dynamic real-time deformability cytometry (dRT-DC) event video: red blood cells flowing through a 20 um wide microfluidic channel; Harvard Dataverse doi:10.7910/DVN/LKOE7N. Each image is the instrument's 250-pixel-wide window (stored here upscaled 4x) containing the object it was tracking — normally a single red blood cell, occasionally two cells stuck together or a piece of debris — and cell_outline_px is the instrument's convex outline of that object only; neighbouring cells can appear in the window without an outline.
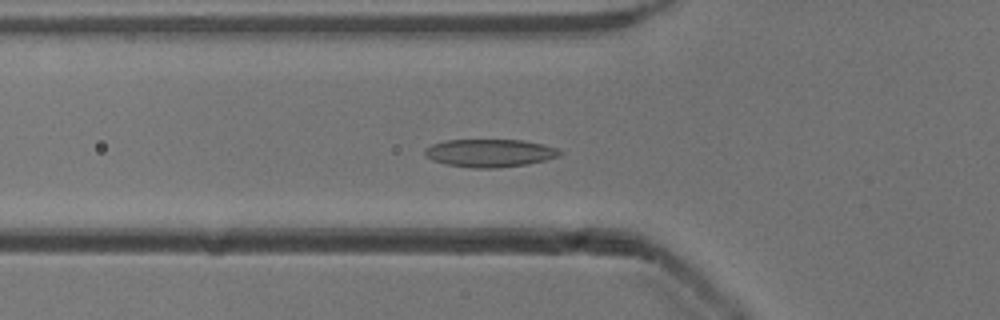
{"species": "common noctule bat (a hibernating species)", "species_latin": "Nyctalus noctula", "temperature_condition": "cold", "stored_images_in_passage": 53, "camera_frame_rate_fps": 3000, "um_per_image_px": 0.085, "animal": {"sex": "male", "body_mass_g": 13.3}, "frame": {"image": 1, "passage_image": 18, "time_ms": 5.667, "image_size_px": [1000, 320], "cell_outline_px": [[564, 152], [560, 156], [544, 160], [524, 164], [496, 168], [472, 168], [448, 164], [432, 160], [424, 156], [424, 148], [432, 144], [444, 140], [524, 140], [556, 148]], "centroid_in_image_um": [41.59, 13.0], "position_along_channel_um": 84.2, "area_um2": 21.85}}
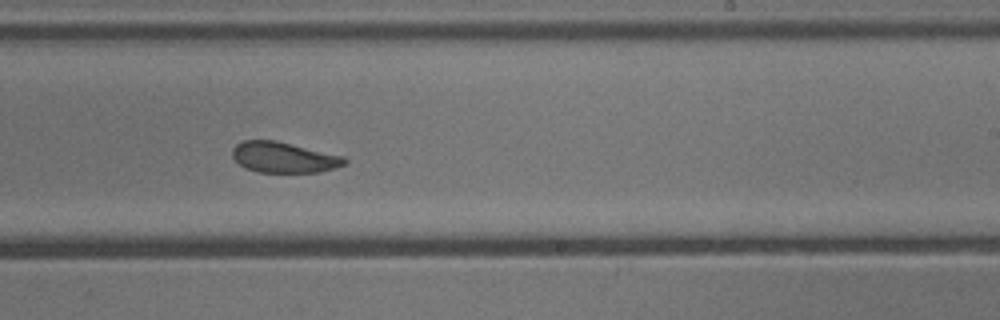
{"frame": {"image": 2, "passage_image": 32, "time_ms": 10.333, "image_size_px": [1000, 320], "cell_outline_px": [[348, 164], [336, 168], [320, 172], [260, 172], [248, 168], [240, 164], [232, 156], [232, 148], [236, 144], [244, 140], [276, 140], [344, 156], [348, 160]], "centroid_in_image_um": [24.17, 13.37], "position_along_channel_um": 264.8, "area_um2": 20.11}}
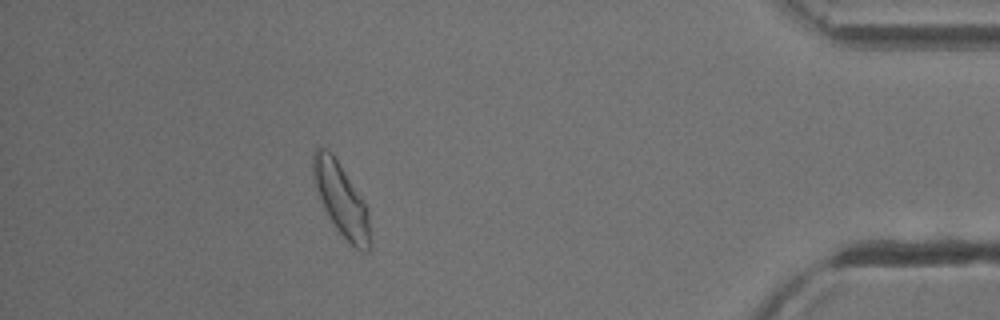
{"frame": {"image": 3, "passage_image": 47, "time_ms": 15.333, "image_size_px": [1000, 320], "cell_outline_px": [[372, 248], [368, 252], [360, 252], [336, 228], [328, 216], [320, 200], [312, 176], [312, 152], [316, 144], [332, 152], [368, 208], [372, 244]], "centroid_in_image_um": [29.0, 16.95], "position_along_channel_um": 406.2, "area_um2": 24.39}, "authors_computed_cell_mechanics": {"area_um2": 21.8484, "velocity_mm_per_s": 3.8609, "shape_relaxation_time_tau1_ms": 6.6923, "shape_relaxation_time_tau2_ms": 2.9309, "deformation_change_tau1": 0.1563, "deformation_change_tau2": 0.073}}